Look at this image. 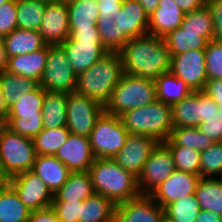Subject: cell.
I'll return each mask as SVG.
<instances>
[{
  "mask_svg": "<svg viewBox=\"0 0 222 222\" xmlns=\"http://www.w3.org/2000/svg\"><path fill=\"white\" fill-rule=\"evenodd\" d=\"M77 75L61 45H48L46 67L40 86L46 92H75Z\"/></svg>",
  "mask_w": 222,
  "mask_h": 222,
  "instance_id": "9c48e42d",
  "label": "cell"
},
{
  "mask_svg": "<svg viewBox=\"0 0 222 222\" xmlns=\"http://www.w3.org/2000/svg\"><path fill=\"white\" fill-rule=\"evenodd\" d=\"M70 29H97L99 9L96 0L67 1Z\"/></svg>",
  "mask_w": 222,
  "mask_h": 222,
  "instance_id": "83f0119b",
  "label": "cell"
},
{
  "mask_svg": "<svg viewBox=\"0 0 222 222\" xmlns=\"http://www.w3.org/2000/svg\"><path fill=\"white\" fill-rule=\"evenodd\" d=\"M115 208L109 199L94 193L83 201L79 222H113Z\"/></svg>",
  "mask_w": 222,
  "mask_h": 222,
  "instance_id": "4dcf8cb0",
  "label": "cell"
},
{
  "mask_svg": "<svg viewBox=\"0 0 222 222\" xmlns=\"http://www.w3.org/2000/svg\"><path fill=\"white\" fill-rule=\"evenodd\" d=\"M6 55H24L42 49L46 44L39 31L16 28L13 32L3 37Z\"/></svg>",
  "mask_w": 222,
  "mask_h": 222,
  "instance_id": "d4e9b609",
  "label": "cell"
},
{
  "mask_svg": "<svg viewBox=\"0 0 222 222\" xmlns=\"http://www.w3.org/2000/svg\"><path fill=\"white\" fill-rule=\"evenodd\" d=\"M159 222H174V221L164 214Z\"/></svg>",
  "mask_w": 222,
  "mask_h": 222,
  "instance_id": "91938a15",
  "label": "cell"
},
{
  "mask_svg": "<svg viewBox=\"0 0 222 222\" xmlns=\"http://www.w3.org/2000/svg\"><path fill=\"white\" fill-rule=\"evenodd\" d=\"M39 33L46 45H61L70 37L67 1L46 4Z\"/></svg>",
  "mask_w": 222,
  "mask_h": 222,
  "instance_id": "5bb4252c",
  "label": "cell"
},
{
  "mask_svg": "<svg viewBox=\"0 0 222 222\" xmlns=\"http://www.w3.org/2000/svg\"><path fill=\"white\" fill-rule=\"evenodd\" d=\"M164 209L150 195H140L116 206L113 222H159Z\"/></svg>",
  "mask_w": 222,
  "mask_h": 222,
  "instance_id": "ac0fdd59",
  "label": "cell"
},
{
  "mask_svg": "<svg viewBox=\"0 0 222 222\" xmlns=\"http://www.w3.org/2000/svg\"><path fill=\"white\" fill-rule=\"evenodd\" d=\"M184 16L174 0H160L157 9L149 16L148 34L163 38L181 27Z\"/></svg>",
  "mask_w": 222,
  "mask_h": 222,
  "instance_id": "ffe728a7",
  "label": "cell"
},
{
  "mask_svg": "<svg viewBox=\"0 0 222 222\" xmlns=\"http://www.w3.org/2000/svg\"><path fill=\"white\" fill-rule=\"evenodd\" d=\"M156 99L155 81L123 74L104 106V111L120 117L126 111L146 106Z\"/></svg>",
  "mask_w": 222,
  "mask_h": 222,
  "instance_id": "8992f818",
  "label": "cell"
},
{
  "mask_svg": "<svg viewBox=\"0 0 222 222\" xmlns=\"http://www.w3.org/2000/svg\"><path fill=\"white\" fill-rule=\"evenodd\" d=\"M31 171L39 176L53 194L66 183L71 173L58 158L52 155H37Z\"/></svg>",
  "mask_w": 222,
  "mask_h": 222,
  "instance_id": "44dd1931",
  "label": "cell"
},
{
  "mask_svg": "<svg viewBox=\"0 0 222 222\" xmlns=\"http://www.w3.org/2000/svg\"><path fill=\"white\" fill-rule=\"evenodd\" d=\"M9 1H11V0H0V5L4 4L6 2H9Z\"/></svg>",
  "mask_w": 222,
  "mask_h": 222,
  "instance_id": "be15d7a7",
  "label": "cell"
},
{
  "mask_svg": "<svg viewBox=\"0 0 222 222\" xmlns=\"http://www.w3.org/2000/svg\"><path fill=\"white\" fill-rule=\"evenodd\" d=\"M176 5L184 12H192L194 10L202 8L206 0H174Z\"/></svg>",
  "mask_w": 222,
  "mask_h": 222,
  "instance_id": "816d5d0a",
  "label": "cell"
},
{
  "mask_svg": "<svg viewBox=\"0 0 222 222\" xmlns=\"http://www.w3.org/2000/svg\"><path fill=\"white\" fill-rule=\"evenodd\" d=\"M48 45L42 49L24 55H14L8 58L6 71L40 82L46 67Z\"/></svg>",
  "mask_w": 222,
  "mask_h": 222,
  "instance_id": "7402d4cb",
  "label": "cell"
},
{
  "mask_svg": "<svg viewBox=\"0 0 222 222\" xmlns=\"http://www.w3.org/2000/svg\"><path fill=\"white\" fill-rule=\"evenodd\" d=\"M0 86L3 101L9 109L18 101L20 96H25L28 92L36 90L40 86V82L4 71L0 73Z\"/></svg>",
  "mask_w": 222,
  "mask_h": 222,
  "instance_id": "4316f807",
  "label": "cell"
},
{
  "mask_svg": "<svg viewBox=\"0 0 222 222\" xmlns=\"http://www.w3.org/2000/svg\"><path fill=\"white\" fill-rule=\"evenodd\" d=\"M18 28L16 0L0 5V37L13 32Z\"/></svg>",
  "mask_w": 222,
  "mask_h": 222,
  "instance_id": "ee69618b",
  "label": "cell"
},
{
  "mask_svg": "<svg viewBox=\"0 0 222 222\" xmlns=\"http://www.w3.org/2000/svg\"><path fill=\"white\" fill-rule=\"evenodd\" d=\"M10 185L18 193L24 205L31 211L43 210L52 206L54 194L31 170L11 177Z\"/></svg>",
  "mask_w": 222,
  "mask_h": 222,
  "instance_id": "4fadbf2b",
  "label": "cell"
},
{
  "mask_svg": "<svg viewBox=\"0 0 222 222\" xmlns=\"http://www.w3.org/2000/svg\"><path fill=\"white\" fill-rule=\"evenodd\" d=\"M45 92L42 86L22 95L18 101L8 109L7 118L42 117V107Z\"/></svg>",
  "mask_w": 222,
  "mask_h": 222,
  "instance_id": "d590c367",
  "label": "cell"
},
{
  "mask_svg": "<svg viewBox=\"0 0 222 222\" xmlns=\"http://www.w3.org/2000/svg\"><path fill=\"white\" fill-rule=\"evenodd\" d=\"M174 157L175 170L200 175V152L189 147L168 146Z\"/></svg>",
  "mask_w": 222,
  "mask_h": 222,
  "instance_id": "60d3db41",
  "label": "cell"
},
{
  "mask_svg": "<svg viewBox=\"0 0 222 222\" xmlns=\"http://www.w3.org/2000/svg\"><path fill=\"white\" fill-rule=\"evenodd\" d=\"M94 193L88 171L71 172L66 183L54 194L53 202L84 201Z\"/></svg>",
  "mask_w": 222,
  "mask_h": 222,
  "instance_id": "cb8c5ba5",
  "label": "cell"
},
{
  "mask_svg": "<svg viewBox=\"0 0 222 222\" xmlns=\"http://www.w3.org/2000/svg\"><path fill=\"white\" fill-rule=\"evenodd\" d=\"M119 54L127 75L155 81L171 69V55L165 40L151 34L131 38Z\"/></svg>",
  "mask_w": 222,
  "mask_h": 222,
  "instance_id": "7a4b0ae2",
  "label": "cell"
},
{
  "mask_svg": "<svg viewBox=\"0 0 222 222\" xmlns=\"http://www.w3.org/2000/svg\"><path fill=\"white\" fill-rule=\"evenodd\" d=\"M172 125L175 127H198L202 123V91H192L171 106Z\"/></svg>",
  "mask_w": 222,
  "mask_h": 222,
  "instance_id": "603a6c76",
  "label": "cell"
},
{
  "mask_svg": "<svg viewBox=\"0 0 222 222\" xmlns=\"http://www.w3.org/2000/svg\"><path fill=\"white\" fill-rule=\"evenodd\" d=\"M72 39H100L97 29H70Z\"/></svg>",
  "mask_w": 222,
  "mask_h": 222,
  "instance_id": "f5cc1de1",
  "label": "cell"
},
{
  "mask_svg": "<svg viewBox=\"0 0 222 222\" xmlns=\"http://www.w3.org/2000/svg\"><path fill=\"white\" fill-rule=\"evenodd\" d=\"M205 61L208 80H222V42L211 40L207 43Z\"/></svg>",
  "mask_w": 222,
  "mask_h": 222,
  "instance_id": "7bdbcfd3",
  "label": "cell"
},
{
  "mask_svg": "<svg viewBox=\"0 0 222 222\" xmlns=\"http://www.w3.org/2000/svg\"><path fill=\"white\" fill-rule=\"evenodd\" d=\"M58 158L71 172H86L92 166L95 157L87 137L71 134L58 149Z\"/></svg>",
  "mask_w": 222,
  "mask_h": 222,
  "instance_id": "d6986e66",
  "label": "cell"
},
{
  "mask_svg": "<svg viewBox=\"0 0 222 222\" xmlns=\"http://www.w3.org/2000/svg\"><path fill=\"white\" fill-rule=\"evenodd\" d=\"M7 117H8V109L6 107V104L3 101L2 97V90L0 86V119L6 123L7 122Z\"/></svg>",
  "mask_w": 222,
  "mask_h": 222,
  "instance_id": "6f0895ef",
  "label": "cell"
},
{
  "mask_svg": "<svg viewBox=\"0 0 222 222\" xmlns=\"http://www.w3.org/2000/svg\"><path fill=\"white\" fill-rule=\"evenodd\" d=\"M217 109V103L202 91V122L216 117Z\"/></svg>",
  "mask_w": 222,
  "mask_h": 222,
  "instance_id": "681fc988",
  "label": "cell"
},
{
  "mask_svg": "<svg viewBox=\"0 0 222 222\" xmlns=\"http://www.w3.org/2000/svg\"><path fill=\"white\" fill-rule=\"evenodd\" d=\"M181 28L184 31L200 32L208 42L214 39V25L206 5L192 12L185 13Z\"/></svg>",
  "mask_w": 222,
  "mask_h": 222,
  "instance_id": "74e56055",
  "label": "cell"
},
{
  "mask_svg": "<svg viewBox=\"0 0 222 222\" xmlns=\"http://www.w3.org/2000/svg\"><path fill=\"white\" fill-rule=\"evenodd\" d=\"M104 107L78 93H69L67 99V125L71 134L89 138Z\"/></svg>",
  "mask_w": 222,
  "mask_h": 222,
  "instance_id": "8fae6325",
  "label": "cell"
},
{
  "mask_svg": "<svg viewBox=\"0 0 222 222\" xmlns=\"http://www.w3.org/2000/svg\"><path fill=\"white\" fill-rule=\"evenodd\" d=\"M200 178H219L222 174V142H214L200 152Z\"/></svg>",
  "mask_w": 222,
  "mask_h": 222,
  "instance_id": "ab89813d",
  "label": "cell"
},
{
  "mask_svg": "<svg viewBox=\"0 0 222 222\" xmlns=\"http://www.w3.org/2000/svg\"><path fill=\"white\" fill-rule=\"evenodd\" d=\"M69 135L70 131L67 127L55 129L44 128L33 138L37 155L55 156L61 145L66 142Z\"/></svg>",
  "mask_w": 222,
  "mask_h": 222,
  "instance_id": "8d00e7d4",
  "label": "cell"
},
{
  "mask_svg": "<svg viewBox=\"0 0 222 222\" xmlns=\"http://www.w3.org/2000/svg\"><path fill=\"white\" fill-rule=\"evenodd\" d=\"M213 143L214 141L197 127H175L172 129L169 139L165 142L167 146L189 147L199 152L207 149Z\"/></svg>",
  "mask_w": 222,
  "mask_h": 222,
  "instance_id": "836d02e7",
  "label": "cell"
},
{
  "mask_svg": "<svg viewBox=\"0 0 222 222\" xmlns=\"http://www.w3.org/2000/svg\"><path fill=\"white\" fill-rule=\"evenodd\" d=\"M30 213L10 184L0 190V222H27Z\"/></svg>",
  "mask_w": 222,
  "mask_h": 222,
  "instance_id": "f1b7e54d",
  "label": "cell"
},
{
  "mask_svg": "<svg viewBox=\"0 0 222 222\" xmlns=\"http://www.w3.org/2000/svg\"><path fill=\"white\" fill-rule=\"evenodd\" d=\"M160 0H138L145 12L150 16L158 7Z\"/></svg>",
  "mask_w": 222,
  "mask_h": 222,
  "instance_id": "11a10c76",
  "label": "cell"
},
{
  "mask_svg": "<svg viewBox=\"0 0 222 222\" xmlns=\"http://www.w3.org/2000/svg\"><path fill=\"white\" fill-rule=\"evenodd\" d=\"M27 222H59L55 211L49 207L43 210L31 211Z\"/></svg>",
  "mask_w": 222,
  "mask_h": 222,
  "instance_id": "f907efd6",
  "label": "cell"
},
{
  "mask_svg": "<svg viewBox=\"0 0 222 222\" xmlns=\"http://www.w3.org/2000/svg\"><path fill=\"white\" fill-rule=\"evenodd\" d=\"M102 46L119 52L131 39L148 34L149 16L138 0H96Z\"/></svg>",
  "mask_w": 222,
  "mask_h": 222,
  "instance_id": "6da1fadb",
  "label": "cell"
},
{
  "mask_svg": "<svg viewBox=\"0 0 222 222\" xmlns=\"http://www.w3.org/2000/svg\"><path fill=\"white\" fill-rule=\"evenodd\" d=\"M83 201L52 202L51 208L55 211L59 222H79Z\"/></svg>",
  "mask_w": 222,
  "mask_h": 222,
  "instance_id": "f6af8a7d",
  "label": "cell"
},
{
  "mask_svg": "<svg viewBox=\"0 0 222 222\" xmlns=\"http://www.w3.org/2000/svg\"><path fill=\"white\" fill-rule=\"evenodd\" d=\"M158 143L154 138L145 135L129 134L124 146L113 157V160L124 170L138 177Z\"/></svg>",
  "mask_w": 222,
  "mask_h": 222,
  "instance_id": "9a60e30c",
  "label": "cell"
},
{
  "mask_svg": "<svg viewBox=\"0 0 222 222\" xmlns=\"http://www.w3.org/2000/svg\"><path fill=\"white\" fill-rule=\"evenodd\" d=\"M203 92L217 103L218 116L222 119V80H208L205 84Z\"/></svg>",
  "mask_w": 222,
  "mask_h": 222,
  "instance_id": "c3c4849f",
  "label": "cell"
},
{
  "mask_svg": "<svg viewBox=\"0 0 222 222\" xmlns=\"http://www.w3.org/2000/svg\"><path fill=\"white\" fill-rule=\"evenodd\" d=\"M123 74L119 52H107L91 67L77 75L75 93L104 107Z\"/></svg>",
  "mask_w": 222,
  "mask_h": 222,
  "instance_id": "277c9868",
  "label": "cell"
},
{
  "mask_svg": "<svg viewBox=\"0 0 222 222\" xmlns=\"http://www.w3.org/2000/svg\"><path fill=\"white\" fill-rule=\"evenodd\" d=\"M67 99V93L45 92L41 110L44 128L66 127Z\"/></svg>",
  "mask_w": 222,
  "mask_h": 222,
  "instance_id": "484cf974",
  "label": "cell"
},
{
  "mask_svg": "<svg viewBox=\"0 0 222 222\" xmlns=\"http://www.w3.org/2000/svg\"><path fill=\"white\" fill-rule=\"evenodd\" d=\"M88 173L94 192L106 197L115 206L141 195L137 176L124 170L113 159L95 158Z\"/></svg>",
  "mask_w": 222,
  "mask_h": 222,
  "instance_id": "3957f363",
  "label": "cell"
},
{
  "mask_svg": "<svg viewBox=\"0 0 222 222\" xmlns=\"http://www.w3.org/2000/svg\"><path fill=\"white\" fill-rule=\"evenodd\" d=\"M214 25V41L222 42V0H206Z\"/></svg>",
  "mask_w": 222,
  "mask_h": 222,
  "instance_id": "bcb514c9",
  "label": "cell"
},
{
  "mask_svg": "<svg viewBox=\"0 0 222 222\" xmlns=\"http://www.w3.org/2000/svg\"><path fill=\"white\" fill-rule=\"evenodd\" d=\"M37 157L33 139L23 137L4 126L0 131V162L11 178L32 169Z\"/></svg>",
  "mask_w": 222,
  "mask_h": 222,
  "instance_id": "52a82bcc",
  "label": "cell"
},
{
  "mask_svg": "<svg viewBox=\"0 0 222 222\" xmlns=\"http://www.w3.org/2000/svg\"><path fill=\"white\" fill-rule=\"evenodd\" d=\"M200 179L197 174L175 170L150 196L165 209L184 196L195 194Z\"/></svg>",
  "mask_w": 222,
  "mask_h": 222,
  "instance_id": "2e32d148",
  "label": "cell"
},
{
  "mask_svg": "<svg viewBox=\"0 0 222 222\" xmlns=\"http://www.w3.org/2000/svg\"><path fill=\"white\" fill-rule=\"evenodd\" d=\"M10 184V177L5 173L0 162V190L6 188Z\"/></svg>",
  "mask_w": 222,
  "mask_h": 222,
  "instance_id": "680465c9",
  "label": "cell"
},
{
  "mask_svg": "<svg viewBox=\"0 0 222 222\" xmlns=\"http://www.w3.org/2000/svg\"><path fill=\"white\" fill-rule=\"evenodd\" d=\"M40 1L44 2V3H55V2L62 1V0H40Z\"/></svg>",
  "mask_w": 222,
  "mask_h": 222,
  "instance_id": "94428289",
  "label": "cell"
},
{
  "mask_svg": "<svg viewBox=\"0 0 222 222\" xmlns=\"http://www.w3.org/2000/svg\"><path fill=\"white\" fill-rule=\"evenodd\" d=\"M195 195L202 210L222 216V181L219 178H201Z\"/></svg>",
  "mask_w": 222,
  "mask_h": 222,
  "instance_id": "d6a6232c",
  "label": "cell"
},
{
  "mask_svg": "<svg viewBox=\"0 0 222 222\" xmlns=\"http://www.w3.org/2000/svg\"><path fill=\"white\" fill-rule=\"evenodd\" d=\"M61 46L76 75L87 70L108 52L102 46L101 39H72L69 37Z\"/></svg>",
  "mask_w": 222,
  "mask_h": 222,
  "instance_id": "e0dca14e",
  "label": "cell"
},
{
  "mask_svg": "<svg viewBox=\"0 0 222 222\" xmlns=\"http://www.w3.org/2000/svg\"><path fill=\"white\" fill-rule=\"evenodd\" d=\"M5 126V123L0 119V131L2 130V128Z\"/></svg>",
  "mask_w": 222,
  "mask_h": 222,
  "instance_id": "6125c7cd",
  "label": "cell"
},
{
  "mask_svg": "<svg viewBox=\"0 0 222 222\" xmlns=\"http://www.w3.org/2000/svg\"><path fill=\"white\" fill-rule=\"evenodd\" d=\"M5 126L11 131L33 139L44 129L42 117L7 118Z\"/></svg>",
  "mask_w": 222,
  "mask_h": 222,
  "instance_id": "b9f144b4",
  "label": "cell"
},
{
  "mask_svg": "<svg viewBox=\"0 0 222 222\" xmlns=\"http://www.w3.org/2000/svg\"><path fill=\"white\" fill-rule=\"evenodd\" d=\"M120 118L129 134L145 135L159 143H165L173 129L171 106L157 99L126 111Z\"/></svg>",
  "mask_w": 222,
  "mask_h": 222,
  "instance_id": "5b68a950",
  "label": "cell"
},
{
  "mask_svg": "<svg viewBox=\"0 0 222 222\" xmlns=\"http://www.w3.org/2000/svg\"><path fill=\"white\" fill-rule=\"evenodd\" d=\"M200 211L196 195L190 194L169 204L164 214L174 222H195Z\"/></svg>",
  "mask_w": 222,
  "mask_h": 222,
  "instance_id": "f35d334b",
  "label": "cell"
},
{
  "mask_svg": "<svg viewBox=\"0 0 222 222\" xmlns=\"http://www.w3.org/2000/svg\"><path fill=\"white\" fill-rule=\"evenodd\" d=\"M195 222H222V216L215 212L201 209Z\"/></svg>",
  "mask_w": 222,
  "mask_h": 222,
  "instance_id": "db71d44e",
  "label": "cell"
},
{
  "mask_svg": "<svg viewBox=\"0 0 222 222\" xmlns=\"http://www.w3.org/2000/svg\"><path fill=\"white\" fill-rule=\"evenodd\" d=\"M46 4L40 0H16L18 28L39 31Z\"/></svg>",
  "mask_w": 222,
  "mask_h": 222,
  "instance_id": "e575fe53",
  "label": "cell"
},
{
  "mask_svg": "<svg viewBox=\"0 0 222 222\" xmlns=\"http://www.w3.org/2000/svg\"><path fill=\"white\" fill-rule=\"evenodd\" d=\"M8 57L6 55L3 38L0 37V73L6 71Z\"/></svg>",
  "mask_w": 222,
  "mask_h": 222,
  "instance_id": "9f6ffc18",
  "label": "cell"
},
{
  "mask_svg": "<svg viewBox=\"0 0 222 222\" xmlns=\"http://www.w3.org/2000/svg\"><path fill=\"white\" fill-rule=\"evenodd\" d=\"M171 57L189 50H205L208 41L200 32L184 31L181 27L163 37Z\"/></svg>",
  "mask_w": 222,
  "mask_h": 222,
  "instance_id": "1f68e13d",
  "label": "cell"
},
{
  "mask_svg": "<svg viewBox=\"0 0 222 222\" xmlns=\"http://www.w3.org/2000/svg\"><path fill=\"white\" fill-rule=\"evenodd\" d=\"M197 128L214 142H222V119L218 114L216 117L202 122Z\"/></svg>",
  "mask_w": 222,
  "mask_h": 222,
  "instance_id": "7dc6e473",
  "label": "cell"
},
{
  "mask_svg": "<svg viewBox=\"0 0 222 222\" xmlns=\"http://www.w3.org/2000/svg\"><path fill=\"white\" fill-rule=\"evenodd\" d=\"M128 135L129 132L119 116L103 111L89 136L93 156L113 159L124 146Z\"/></svg>",
  "mask_w": 222,
  "mask_h": 222,
  "instance_id": "ba28073f",
  "label": "cell"
},
{
  "mask_svg": "<svg viewBox=\"0 0 222 222\" xmlns=\"http://www.w3.org/2000/svg\"><path fill=\"white\" fill-rule=\"evenodd\" d=\"M156 98L172 106L185 98L192 91L185 81L171 72L160 75L156 80Z\"/></svg>",
  "mask_w": 222,
  "mask_h": 222,
  "instance_id": "f546056e",
  "label": "cell"
},
{
  "mask_svg": "<svg viewBox=\"0 0 222 222\" xmlns=\"http://www.w3.org/2000/svg\"><path fill=\"white\" fill-rule=\"evenodd\" d=\"M170 72L184 80L191 91H203L208 81L205 50H189L173 55Z\"/></svg>",
  "mask_w": 222,
  "mask_h": 222,
  "instance_id": "7c38bea8",
  "label": "cell"
},
{
  "mask_svg": "<svg viewBox=\"0 0 222 222\" xmlns=\"http://www.w3.org/2000/svg\"><path fill=\"white\" fill-rule=\"evenodd\" d=\"M175 171L174 157L165 143H158L137 177L141 195H150Z\"/></svg>",
  "mask_w": 222,
  "mask_h": 222,
  "instance_id": "30bf717a",
  "label": "cell"
}]
</instances>
